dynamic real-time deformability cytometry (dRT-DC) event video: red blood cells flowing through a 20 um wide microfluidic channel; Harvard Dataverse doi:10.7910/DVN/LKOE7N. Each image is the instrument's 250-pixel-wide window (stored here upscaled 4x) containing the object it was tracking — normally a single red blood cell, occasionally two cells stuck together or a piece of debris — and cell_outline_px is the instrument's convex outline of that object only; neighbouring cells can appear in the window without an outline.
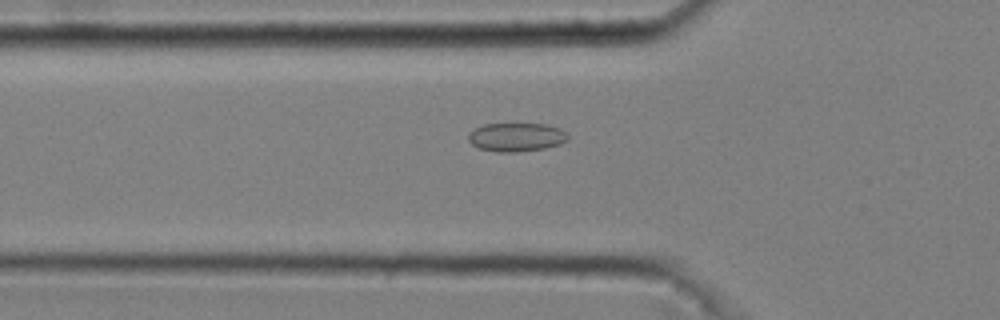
{"species": "common noctule bat (a hibernating species)", "species_latin": "Nyctalus noctula", "temperature_condition": "cold", "stored_images_in_passage": 48, "camera_frame_rate_fps": 3000, "um_per_image_px": 0.085, "animal": {"sex": "male", "body_mass_g": 20.4}, "frame": {"image": 1, "passage_image": 18, "time_ms": 5.667, "image_size_px": [1000, 320], "cell_outline_px": [[568, 140], [560, 144], [544, 148], [516, 152], [496, 152], [480, 148], [472, 144], [468, 140], [468, 132], [484, 124], [544, 124], [560, 128], [568, 132]], "centroid_in_image_um": [43.9, 11.65], "position_along_channel_um": 81.9, "area_um2": 16.65}}
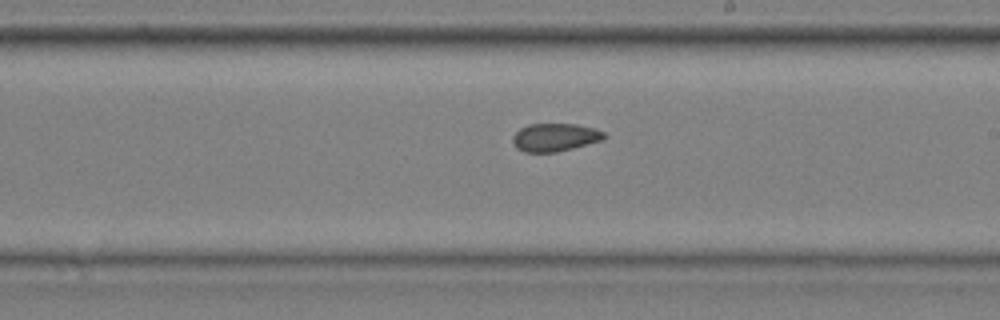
{"frame": {"image": 2, "passage_image": 31, "time_ms": 10.0, "image_size_px": [1000, 320], "cell_outline_px": [[608, 136], [604, 140], [556, 152], [524, 152], [516, 148], [512, 140], [512, 136], [520, 128], [528, 124], [576, 124], [596, 128], [604, 132]], "centroid_in_image_um": [47.19, 11.67], "position_along_channel_um": 241.8, "area_um2": 15.09}}
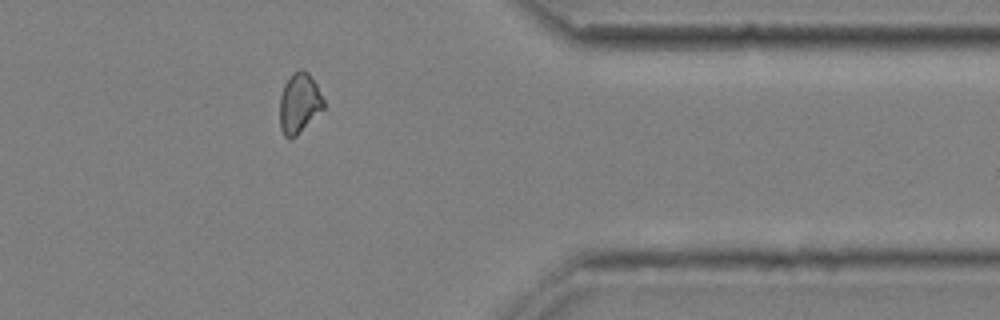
{"frame": {"image": 3, "passage_image": 44, "time_ms": 14.333, "image_size_px": [1000, 320], "cell_outline_px": [[324, 108], [296, 136], [284, 136], [280, 128], [280, 96], [284, 84], [292, 72], [300, 68], [304, 68], [308, 72], [316, 84], [324, 100]], "centroid_in_image_um": [25.43, 8.72], "position_along_channel_um": 386.0, "area_um2": 15.32}, "authors_computed_cell_mechanics": {"area_um2": 15.606, "velocity_mm_per_s": 3.6839, "shape_relaxation_time_tau1_ms": null, "shape_relaxation_time_tau2_ms": 2.1958, "deformation_change_tau1": null, "deformation_change_tau2": 0.0575}}